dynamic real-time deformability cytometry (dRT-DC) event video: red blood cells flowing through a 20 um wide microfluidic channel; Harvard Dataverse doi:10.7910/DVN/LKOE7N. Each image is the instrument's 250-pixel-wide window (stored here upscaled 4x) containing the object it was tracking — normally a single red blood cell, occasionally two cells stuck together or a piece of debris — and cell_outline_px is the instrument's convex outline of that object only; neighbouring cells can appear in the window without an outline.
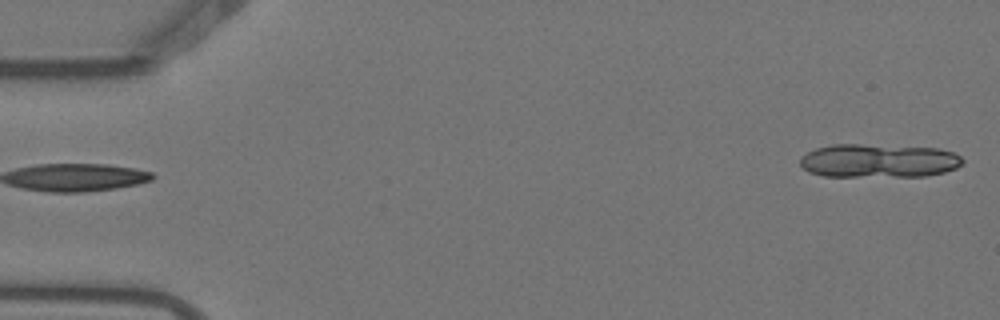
{"species": "Egyptian fruit bat (a non-hibernating species)", "species_latin": "Rousettus aegyptiacus", "temperature_condition": "warm", "stored_images_in_passage": 2, "segment_of_instrument_passage": [2, 2], "camera_frame_rate_fps": 3000, "um_per_image_px": 0.085, "animal": {"sex": "female"}, "frame": {"image": 1, "passage_image": 2, "time_ms": 0.333, "image_size_px": [1000, 320], "cell_outline_px": [[964, 164], [956, 168], [944, 172], [924, 176], [824, 176], [808, 172], [800, 164], [800, 156], [816, 148], [832, 144], [860, 144], [940, 148], [952, 152], [960, 156], [964, 160]], "centroid_in_image_um": [74.69, 13.66], "position_along_channel_um": 10.3, "area_um2": 32.02}}